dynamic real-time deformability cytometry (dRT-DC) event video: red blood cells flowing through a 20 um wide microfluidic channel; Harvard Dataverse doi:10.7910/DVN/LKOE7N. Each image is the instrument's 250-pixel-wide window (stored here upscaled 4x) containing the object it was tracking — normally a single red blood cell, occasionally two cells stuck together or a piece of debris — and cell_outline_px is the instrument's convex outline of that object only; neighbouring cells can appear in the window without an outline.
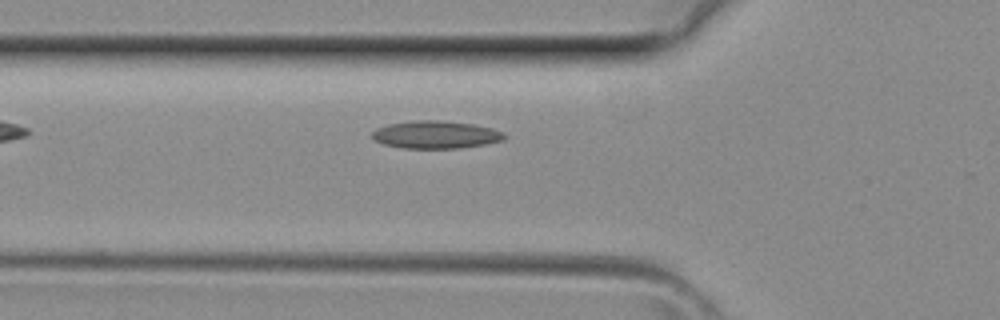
{"species": "common noctule bat (a hibernating species)", "species_latin": "Nyctalus noctula", "temperature_condition": "room temperature", "stored_images_in_passage": 6, "camera_frame_rate_fps": 3000, "um_per_image_px": 0.085, "animal": {"sex": "female", "body_mass_g": 29.2, "forearm_length_mm": 56.3}, "frame": {"image": 1, "passage_image": 5, "time_ms": 1.333, "image_size_px": [1000, 320], "cell_outline_px": [[504, 140], [484, 144], [460, 148], [400, 148], [384, 144], [376, 140], [372, 136], [372, 132], [376, 128], [388, 124], [412, 120], [440, 120], [472, 124], [492, 128], [504, 132]], "centroid_in_image_um": [37.02, 11.44], "position_along_channel_um": 88.8, "area_um2": 21.27}}